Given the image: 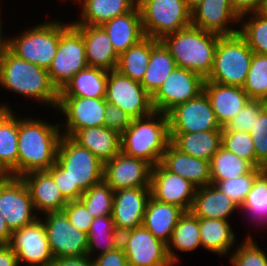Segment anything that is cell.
<instances>
[{"instance_id": "obj_3", "label": "cell", "mask_w": 267, "mask_h": 266, "mask_svg": "<svg viewBox=\"0 0 267 266\" xmlns=\"http://www.w3.org/2000/svg\"><path fill=\"white\" fill-rule=\"evenodd\" d=\"M0 85L54 108L58 105L59 91L53 85L47 69L17 57L9 49L0 60Z\"/></svg>"}, {"instance_id": "obj_49", "label": "cell", "mask_w": 267, "mask_h": 266, "mask_svg": "<svg viewBox=\"0 0 267 266\" xmlns=\"http://www.w3.org/2000/svg\"><path fill=\"white\" fill-rule=\"evenodd\" d=\"M62 211L66 214L72 225L88 234L94 217L81 200L67 202Z\"/></svg>"}, {"instance_id": "obj_33", "label": "cell", "mask_w": 267, "mask_h": 266, "mask_svg": "<svg viewBox=\"0 0 267 266\" xmlns=\"http://www.w3.org/2000/svg\"><path fill=\"white\" fill-rule=\"evenodd\" d=\"M82 3L81 21L72 25H102L106 21L132 11L135 0H77Z\"/></svg>"}, {"instance_id": "obj_48", "label": "cell", "mask_w": 267, "mask_h": 266, "mask_svg": "<svg viewBox=\"0 0 267 266\" xmlns=\"http://www.w3.org/2000/svg\"><path fill=\"white\" fill-rule=\"evenodd\" d=\"M250 135L256 152V168H267V107L256 117Z\"/></svg>"}, {"instance_id": "obj_51", "label": "cell", "mask_w": 267, "mask_h": 266, "mask_svg": "<svg viewBox=\"0 0 267 266\" xmlns=\"http://www.w3.org/2000/svg\"><path fill=\"white\" fill-rule=\"evenodd\" d=\"M133 117L113 104L107 103L104 126L121 135L132 123Z\"/></svg>"}, {"instance_id": "obj_57", "label": "cell", "mask_w": 267, "mask_h": 266, "mask_svg": "<svg viewBox=\"0 0 267 266\" xmlns=\"http://www.w3.org/2000/svg\"><path fill=\"white\" fill-rule=\"evenodd\" d=\"M8 49H9V40L8 39L5 40V38L2 37V26L0 21V60Z\"/></svg>"}, {"instance_id": "obj_52", "label": "cell", "mask_w": 267, "mask_h": 266, "mask_svg": "<svg viewBox=\"0 0 267 266\" xmlns=\"http://www.w3.org/2000/svg\"><path fill=\"white\" fill-rule=\"evenodd\" d=\"M94 266H129L127 257L120 246L116 250L99 255L93 260Z\"/></svg>"}, {"instance_id": "obj_14", "label": "cell", "mask_w": 267, "mask_h": 266, "mask_svg": "<svg viewBox=\"0 0 267 266\" xmlns=\"http://www.w3.org/2000/svg\"><path fill=\"white\" fill-rule=\"evenodd\" d=\"M45 216L43 225L54 258L87 255V233L72 225L63 211L49 212Z\"/></svg>"}, {"instance_id": "obj_38", "label": "cell", "mask_w": 267, "mask_h": 266, "mask_svg": "<svg viewBox=\"0 0 267 266\" xmlns=\"http://www.w3.org/2000/svg\"><path fill=\"white\" fill-rule=\"evenodd\" d=\"M88 236L87 255L90 257L93 251L100 250L99 255L120 247L121 234L115 229L114 221L111 215L97 217L93 219ZM104 244V245H103Z\"/></svg>"}, {"instance_id": "obj_5", "label": "cell", "mask_w": 267, "mask_h": 266, "mask_svg": "<svg viewBox=\"0 0 267 266\" xmlns=\"http://www.w3.org/2000/svg\"><path fill=\"white\" fill-rule=\"evenodd\" d=\"M253 53L239 33L220 36L213 68L205 81L243 87Z\"/></svg>"}, {"instance_id": "obj_59", "label": "cell", "mask_w": 267, "mask_h": 266, "mask_svg": "<svg viewBox=\"0 0 267 266\" xmlns=\"http://www.w3.org/2000/svg\"><path fill=\"white\" fill-rule=\"evenodd\" d=\"M202 1L203 0H185V3L192 10L195 6H197Z\"/></svg>"}, {"instance_id": "obj_4", "label": "cell", "mask_w": 267, "mask_h": 266, "mask_svg": "<svg viewBox=\"0 0 267 266\" xmlns=\"http://www.w3.org/2000/svg\"><path fill=\"white\" fill-rule=\"evenodd\" d=\"M120 143L124 154L143 159L152 166L160 163L170 143L168 115L154 111L148 116L133 118L120 135Z\"/></svg>"}, {"instance_id": "obj_44", "label": "cell", "mask_w": 267, "mask_h": 266, "mask_svg": "<svg viewBox=\"0 0 267 266\" xmlns=\"http://www.w3.org/2000/svg\"><path fill=\"white\" fill-rule=\"evenodd\" d=\"M221 146L256 168V152L250 132L229 131L222 127Z\"/></svg>"}, {"instance_id": "obj_36", "label": "cell", "mask_w": 267, "mask_h": 266, "mask_svg": "<svg viewBox=\"0 0 267 266\" xmlns=\"http://www.w3.org/2000/svg\"><path fill=\"white\" fill-rule=\"evenodd\" d=\"M176 67L169 50L159 40L152 48L150 61L142 81L143 88L153 96Z\"/></svg>"}, {"instance_id": "obj_2", "label": "cell", "mask_w": 267, "mask_h": 266, "mask_svg": "<svg viewBox=\"0 0 267 266\" xmlns=\"http://www.w3.org/2000/svg\"><path fill=\"white\" fill-rule=\"evenodd\" d=\"M219 37L189 25L160 41L169 50L177 67L196 72L206 79L213 68Z\"/></svg>"}, {"instance_id": "obj_21", "label": "cell", "mask_w": 267, "mask_h": 266, "mask_svg": "<svg viewBox=\"0 0 267 266\" xmlns=\"http://www.w3.org/2000/svg\"><path fill=\"white\" fill-rule=\"evenodd\" d=\"M240 22V16L232 8L230 0H203L191 10V25L220 36L239 32L230 23Z\"/></svg>"}, {"instance_id": "obj_1", "label": "cell", "mask_w": 267, "mask_h": 266, "mask_svg": "<svg viewBox=\"0 0 267 266\" xmlns=\"http://www.w3.org/2000/svg\"><path fill=\"white\" fill-rule=\"evenodd\" d=\"M61 124L41 119H18L17 177L32 171L48 170L55 162L62 136Z\"/></svg>"}, {"instance_id": "obj_19", "label": "cell", "mask_w": 267, "mask_h": 266, "mask_svg": "<svg viewBox=\"0 0 267 266\" xmlns=\"http://www.w3.org/2000/svg\"><path fill=\"white\" fill-rule=\"evenodd\" d=\"M152 165L119 152L104 163L103 180L115 191L122 188L150 187Z\"/></svg>"}, {"instance_id": "obj_45", "label": "cell", "mask_w": 267, "mask_h": 266, "mask_svg": "<svg viewBox=\"0 0 267 266\" xmlns=\"http://www.w3.org/2000/svg\"><path fill=\"white\" fill-rule=\"evenodd\" d=\"M263 169L253 168L249 173L236 178L220 180L215 186L218 187L228 198H230L239 208L243 205L248 192L256 176Z\"/></svg>"}, {"instance_id": "obj_16", "label": "cell", "mask_w": 267, "mask_h": 266, "mask_svg": "<svg viewBox=\"0 0 267 266\" xmlns=\"http://www.w3.org/2000/svg\"><path fill=\"white\" fill-rule=\"evenodd\" d=\"M8 245L16 254L19 264L26 261L32 266H49L54 259L45 226L40 218L14 230Z\"/></svg>"}, {"instance_id": "obj_18", "label": "cell", "mask_w": 267, "mask_h": 266, "mask_svg": "<svg viewBox=\"0 0 267 266\" xmlns=\"http://www.w3.org/2000/svg\"><path fill=\"white\" fill-rule=\"evenodd\" d=\"M105 98L59 97L56 108L66 116L64 136L72 137L78 130L104 126Z\"/></svg>"}, {"instance_id": "obj_53", "label": "cell", "mask_w": 267, "mask_h": 266, "mask_svg": "<svg viewBox=\"0 0 267 266\" xmlns=\"http://www.w3.org/2000/svg\"><path fill=\"white\" fill-rule=\"evenodd\" d=\"M263 0H230L232 8L244 20V16L252 12H258Z\"/></svg>"}, {"instance_id": "obj_12", "label": "cell", "mask_w": 267, "mask_h": 266, "mask_svg": "<svg viewBox=\"0 0 267 266\" xmlns=\"http://www.w3.org/2000/svg\"><path fill=\"white\" fill-rule=\"evenodd\" d=\"M204 81L200 74L176 66L152 96L154 111L167 114L176 105L197 97L203 92Z\"/></svg>"}, {"instance_id": "obj_25", "label": "cell", "mask_w": 267, "mask_h": 266, "mask_svg": "<svg viewBox=\"0 0 267 266\" xmlns=\"http://www.w3.org/2000/svg\"><path fill=\"white\" fill-rule=\"evenodd\" d=\"M167 170L187 179L197 188L211 184L209 161L181 152L171 142L161 162Z\"/></svg>"}, {"instance_id": "obj_17", "label": "cell", "mask_w": 267, "mask_h": 266, "mask_svg": "<svg viewBox=\"0 0 267 266\" xmlns=\"http://www.w3.org/2000/svg\"><path fill=\"white\" fill-rule=\"evenodd\" d=\"M150 190L155 200L178 206L186 212L191 210L197 187L158 163L151 169Z\"/></svg>"}, {"instance_id": "obj_30", "label": "cell", "mask_w": 267, "mask_h": 266, "mask_svg": "<svg viewBox=\"0 0 267 266\" xmlns=\"http://www.w3.org/2000/svg\"><path fill=\"white\" fill-rule=\"evenodd\" d=\"M71 138L81 147L90 150L103 163L121 151L120 135L105 126L78 130Z\"/></svg>"}, {"instance_id": "obj_20", "label": "cell", "mask_w": 267, "mask_h": 266, "mask_svg": "<svg viewBox=\"0 0 267 266\" xmlns=\"http://www.w3.org/2000/svg\"><path fill=\"white\" fill-rule=\"evenodd\" d=\"M150 197V187L122 188L114 191L111 216L115 229L120 234L142 225Z\"/></svg>"}, {"instance_id": "obj_32", "label": "cell", "mask_w": 267, "mask_h": 266, "mask_svg": "<svg viewBox=\"0 0 267 266\" xmlns=\"http://www.w3.org/2000/svg\"><path fill=\"white\" fill-rule=\"evenodd\" d=\"M108 71L90 67L80 70L59 92V97L105 98Z\"/></svg>"}, {"instance_id": "obj_47", "label": "cell", "mask_w": 267, "mask_h": 266, "mask_svg": "<svg viewBox=\"0 0 267 266\" xmlns=\"http://www.w3.org/2000/svg\"><path fill=\"white\" fill-rule=\"evenodd\" d=\"M267 107V102L250 100L225 126L229 131L250 132L256 117Z\"/></svg>"}, {"instance_id": "obj_6", "label": "cell", "mask_w": 267, "mask_h": 266, "mask_svg": "<svg viewBox=\"0 0 267 266\" xmlns=\"http://www.w3.org/2000/svg\"><path fill=\"white\" fill-rule=\"evenodd\" d=\"M145 36L161 40L191 25V9L185 0H140L137 3Z\"/></svg>"}, {"instance_id": "obj_42", "label": "cell", "mask_w": 267, "mask_h": 266, "mask_svg": "<svg viewBox=\"0 0 267 266\" xmlns=\"http://www.w3.org/2000/svg\"><path fill=\"white\" fill-rule=\"evenodd\" d=\"M252 14L249 21H243L238 33L254 53L267 55V18L258 12Z\"/></svg>"}, {"instance_id": "obj_27", "label": "cell", "mask_w": 267, "mask_h": 266, "mask_svg": "<svg viewBox=\"0 0 267 266\" xmlns=\"http://www.w3.org/2000/svg\"><path fill=\"white\" fill-rule=\"evenodd\" d=\"M6 104L0 105V171L17 177L18 118Z\"/></svg>"}, {"instance_id": "obj_23", "label": "cell", "mask_w": 267, "mask_h": 266, "mask_svg": "<svg viewBox=\"0 0 267 266\" xmlns=\"http://www.w3.org/2000/svg\"><path fill=\"white\" fill-rule=\"evenodd\" d=\"M83 36L87 64L106 71L116 70L118 57L101 25H73Z\"/></svg>"}, {"instance_id": "obj_55", "label": "cell", "mask_w": 267, "mask_h": 266, "mask_svg": "<svg viewBox=\"0 0 267 266\" xmlns=\"http://www.w3.org/2000/svg\"><path fill=\"white\" fill-rule=\"evenodd\" d=\"M0 266H19L17 256L8 244H0Z\"/></svg>"}, {"instance_id": "obj_46", "label": "cell", "mask_w": 267, "mask_h": 266, "mask_svg": "<svg viewBox=\"0 0 267 266\" xmlns=\"http://www.w3.org/2000/svg\"><path fill=\"white\" fill-rule=\"evenodd\" d=\"M248 237V238H247ZM244 242L232 253L233 266H267V255L247 236Z\"/></svg>"}, {"instance_id": "obj_34", "label": "cell", "mask_w": 267, "mask_h": 266, "mask_svg": "<svg viewBox=\"0 0 267 266\" xmlns=\"http://www.w3.org/2000/svg\"><path fill=\"white\" fill-rule=\"evenodd\" d=\"M199 245L202 246L199 218L191 211H186L178 219L177 225L172 231L171 239L167 243L168 257L173 264H176L179 260L173 251V247L182 252H190L198 248Z\"/></svg>"}, {"instance_id": "obj_29", "label": "cell", "mask_w": 267, "mask_h": 266, "mask_svg": "<svg viewBox=\"0 0 267 266\" xmlns=\"http://www.w3.org/2000/svg\"><path fill=\"white\" fill-rule=\"evenodd\" d=\"M183 213L180 207L160 202L151 196L146 205L142 225L157 239L167 244Z\"/></svg>"}, {"instance_id": "obj_9", "label": "cell", "mask_w": 267, "mask_h": 266, "mask_svg": "<svg viewBox=\"0 0 267 266\" xmlns=\"http://www.w3.org/2000/svg\"><path fill=\"white\" fill-rule=\"evenodd\" d=\"M59 42V22L37 25L13 39H9V50L17 57L44 69L51 66Z\"/></svg>"}, {"instance_id": "obj_39", "label": "cell", "mask_w": 267, "mask_h": 266, "mask_svg": "<svg viewBox=\"0 0 267 266\" xmlns=\"http://www.w3.org/2000/svg\"><path fill=\"white\" fill-rule=\"evenodd\" d=\"M211 184L249 173L254 167L222 146L209 162Z\"/></svg>"}, {"instance_id": "obj_40", "label": "cell", "mask_w": 267, "mask_h": 266, "mask_svg": "<svg viewBox=\"0 0 267 266\" xmlns=\"http://www.w3.org/2000/svg\"><path fill=\"white\" fill-rule=\"evenodd\" d=\"M242 88L251 100L267 102V55L253 53L250 69Z\"/></svg>"}, {"instance_id": "obj_13", "label": "cell", "mask_w": 267, "mask_h": 266, "mask_svg": "<svg viewBox=\"0 0 267 266\" xmlns=\"http://www.w3.org/2000/svg\"><path fill=\"white\" fill-rule=\"evenodd\" d=\"M120 246L129 266H174L168 257L167 244L143 225L123 232Z\"/></svg>"}, {"instance_id": "obj_41", "label": "cell", "mask_w": 267, "mask_h": 266, "mask_svg": "<svg viewBox=\"0 0 267 266\" xmlns=\"http://www.w3.org/2000/svg\"><path fill=\"white\" fill-rule=\"evenodd\" d=\"M94 218L112 215L114 190L103 180L80 197Z\"/></svg>"}, {"instance_id": "obj_26", "label": "cell", "mask_w": 267, "mask_h": 266, "mask_svg": "<svg viewBox=\"0 0 267 266\" xmlns=\"http://www.w3.org/2000/svg\"><path fill=\"white\" fill-rule=\"evenodd\" d=\"M118 55L137 44L145 35L138 6L132 11L117 16L101 25Z\"/></svg>"}, {"instance_id": "obj_8", "label": "cell", "mask_w": 267, "mask_h": 266, "mask_svg": "<svg viewBox=\"0 0 267 266\" xmlns=\"http://www.w3.org/2000/svg\"><path fill=\"white\" fill-rule=\"evenodd\" d=\"M88 67L82 34L71 24L59 22V42L48 73L60 92L80 70Z\"/></svg>"}, {"instance_id": "obj_11", "label": "cell", "mask_w": 267, "mask_h": 266, "mask_svg": "<svg viewBox=\"0 0 267 266\" xmlns=\"http://www.w3.org/2000/svg\"><path fill=\"white\" fill-rule=\"evenodd\" d=\"M33 210L29 190L22 178L0 177V212L12 232L39 218Z\"/></svg>"}, {"instance_id": "obj_35", "label": "cell", "mask_w": 267, "mask_h": 266, "mask_svg": "<svg viewBox=\"0 0 267 266\" xmlns=\"http://www.w3.org/2000/svg\"><path fill=\"white\" fill-rule=\"evenodd\" d=\"M158 41L145 36L119 55L116 70L134 81L141 82L150 61L151 48Z\"/></svg>"}, {"instance_id": "obj_22", "label": "cell", "mask_w": 267, "mask_h": 266, "mask_svg": "<svg viewBox=\"0 0 267 266\" xmlns=\"http://www.w3.org/2000/svg\"><path fill=\"white\" fill-rule=\"evenodd\" d=\"M203 92L209 99L221 127H225L251 100L242 87L212 81H204Z\"/></svg>"}, {"instance_id": "obj_24", "label": "cell", "mask_w": 267, "mask_h": 266, "mask_svg": "<svg viewBox=\"0 0 267 266\" xmlns=\"http://www.w3.org/2000/svg\"><path fill=\"white\" fill-rule=\"evenodd\" d=\"M22 180L25 182L35 211H42L45 214L49 212H61L67 204L58 189L51 174L47 170L32 171L23 175Z\"/></svg>"}, {"instance_id": "obj_43", "label": "cell", "mask_w": 267, "mask_h": 266, "mask_svg": "<svg viewBox=\"0 0 267 266\" xmlns=\"http://www.w3.org/2000/svg\"><path fill=\"white\" fill-rule=\"evenodd\" d=\"M240 209L247 210L246 212H250L260 221L267 219V169L256 176Z\"/></svg>"}, {"instance_id": "obj_37", "label": "cell", "mask_w": 267, "mask_h": 266, "mask_svg": "<svg viewBox=\"0 0 267 266\" xmlns=\"http://www.w3.org/2000/svg\"><path fill=\"white\" fill-rule=\"evenodd\" d=\"M227 220L199 218L200 241L203 247L226 255L235 242L234 231Z\"/></svg>"}, {"instance_id": "obj_10", "label": "cell", "mask_w": 267, "mask_h": 266, "mask_svg": "<svg viewBox=\"0 0 267 266\" xmlns=\"http://www.w3.org/2000/svg\"><path fill=\"white\" fill-rule=\"evenodd\" d=\"M105 100L133 118L145 117L154 112L152 96L141 83L122 75L117 70L108 72Z\"/></svg>"}, {"instance_id": "obj_60", "label": "cell", "mask_w": 267, "mask_h": 266, "mask_svg": "<svg viewBox=\"0 0 267 266\" xmlns=\"http://www.w3.org/2000/svg\"><path fill=\"white\" fill-rule=\"evenodd\" d=\"M2 176H5V175L0 171V177H2Z\"/></svg>"}, {"instance_id": "obj_7", "label": "cell", "mask_w": 267, "mask_h": 266, "mask_svg": "<svg viewBox=\"0 0 267 266\" xmlns=\"http://www.w3.org/2000/svg\"><path fill=\"white\" fill-rule=\"evenodd\" d=\"M56 163L67 172L71 179V189L85 192L103 181L104 163L71 137L61 136Z\"/></svg>"}, {"instance_id": "obj_15", "label": "cell", "mask_w": 267, "mask_h": 266, "mask_svg": "<svg viewBox=\"0 0 267 266\" xmlns=\"http://www.w3.org/2000/svg\"><path fill=\"white\" fill-rule=\"evenodd\" d=\"M169 133H195L222 130L204 92L176 105L168 113Z\"/></svg>"}, {"instance_id": "obj_56", "label": "cell", "mask_w": 267, "mask_h": 266, "mask_svg": "<svg viewBox=\"0 0 267 266\" xmlns=\"http://www.w3.org/2000/svg\"><path fill=\"white\" fill-rule=\"evenodd\" d=\"M12 236V231L8 227L5 218L0 212V244H9Z\"/></svg>"}, {"instance_id": "obj_28", "label": "cell", "mask_w": 267, "mask_h": 266, "mask_svg": "<svg viewBox=\"0 0 267 266\" xmlns=\"http://www.w3.org/2000/svg\"><path fill=\"white\" fill-rule=\"evenodd\" d=\"M240 209L214 184L199 187L196 190L191 212L198 218L223 219Z\"/></svg>"}, {"instance_id": "obj_31", "label": "cell", "mask_w": 267, "mask_h": 266, "mask_svg": "<svg viewBox=\"0 0 267 266\" xmlns=\"http://www.w3.org/2000/svg\"><path fill=\"white\" fill-rule=\"evenodd\" d=\"M169 134L170 142L181 152L209 162L221 147L222 130Z\"/></svg>"}, {"instance_id": "obj_58", "label": "cell", "mask_w": 267, "mask_h": 266, "mask_svg": "<svg viewBox=\"0 0 267 266\" xmlns=\"http://www.w3.org/2000/svg\"><path fill=\"white\" fill-rule=\"evenodd\" d=\"M258 13L267 18V0H263Z\"/></svg>"}, {"instance_id": "obj_54", "label": "cell", "mask_w": 267, "mask_h": 266, "mask_svg": "<svg viewBox=\"0 0 267 266\" xmlns=\"http://www.w3.org/2000/svg\"><path fill=\"white\" fill-rule=\"evenodd\" d=\"M88 255L80 257L54 258L49 266H94L93 260Z\"/></svg>"}, {"instance_id": "obj_50", "label": "cell", "mask_w": 267, "mask_h": 266, "mask_svg": "<svg viewBox=\"0 0 267 266\" xmlns=\"http://www.w3.org/2000/svg\"><path fill=\"white\" fill-rule=\"evenodd\" d=\"M47 171L51 174L58 189L68 202L80 200L84 192L81 189H71V179L61 166L55 162Z\"/></svg>"}]
</instances>
